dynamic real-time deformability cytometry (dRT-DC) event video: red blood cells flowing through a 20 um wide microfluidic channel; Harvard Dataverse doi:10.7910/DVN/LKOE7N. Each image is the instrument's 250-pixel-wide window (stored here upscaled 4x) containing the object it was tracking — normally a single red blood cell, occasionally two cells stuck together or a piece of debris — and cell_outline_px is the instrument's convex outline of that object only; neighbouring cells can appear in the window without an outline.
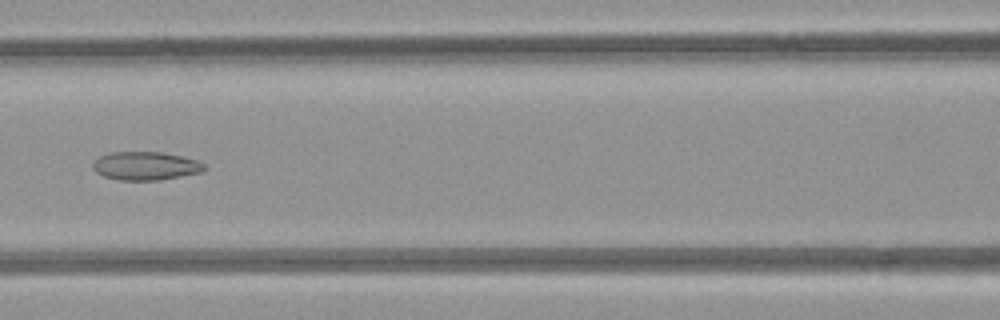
{"species": "common noctule bat (a hibernating species)", "species_latin": "Nyctalus noctula", "temperature_condition": "room temperature", "stored_images_in_passage": 6, "camera_frame_rate_fps": 3000, "um_per_image_px": 0.085, "animal": {"sex": "female", "body_mass_g": 21.9}, "frame": {"image": 1, "passage_image": 6, "time_ms": 5.667, "image_size_px": [1000, 320], "cell_outline_px": [[208, 168], [200, 172], [160, 180], [120, 180], [104, 176], [96, 172], [92, 168], [92, 164], [100, 156], [112, 152], [160, 152], [180, 156], [196, 160], [204, 164]], "centroid_in_image_um": [12.36, 14.1], "position_along_channel_um": 154.2, "area_um2": 18.26}}